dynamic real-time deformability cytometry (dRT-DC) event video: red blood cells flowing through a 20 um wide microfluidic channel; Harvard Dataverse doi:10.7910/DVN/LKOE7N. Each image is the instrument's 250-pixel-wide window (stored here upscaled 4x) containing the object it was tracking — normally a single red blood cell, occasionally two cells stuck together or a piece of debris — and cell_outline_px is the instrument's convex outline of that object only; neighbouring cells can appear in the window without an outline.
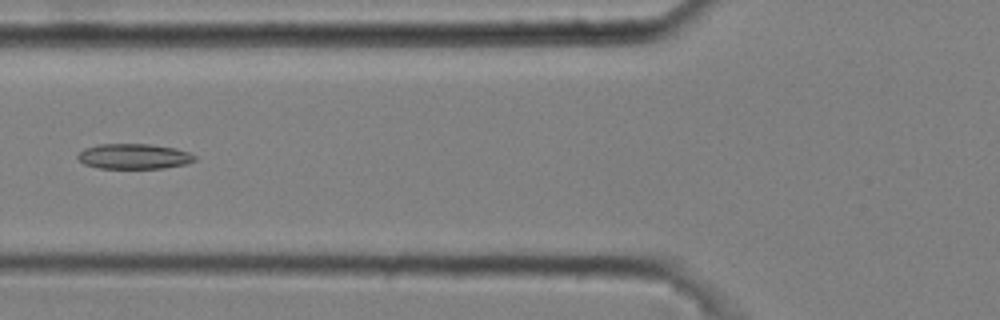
{"species": "common noctule bat (a hibernating species)", "species_latin": "Nyctalus noctula", "temperature_condition": "cold", "stored_images_in_passage": 7, "camera_frame_rate_fps": 3000, "um_per_image_px": 0.085, "animal": {"sex": "male", "body_mass_g": 20.4}, "frame": {"image": 1, "passage_image": 4, "time_ms": 1.0, "image_size_px": [1000, 320], "cell_outline_px": [[196, 160], [188, 164], [164, 168], [100, 168], [84, 164], [76, 156], [84, 148], [100, 144], [148, 144], [176, 148], [188, 152], [196, 156]], "centroid_in_image_um": [11.41, 13.29], "position_along_channel_um": 114.4, "area_um2": 17.22}}
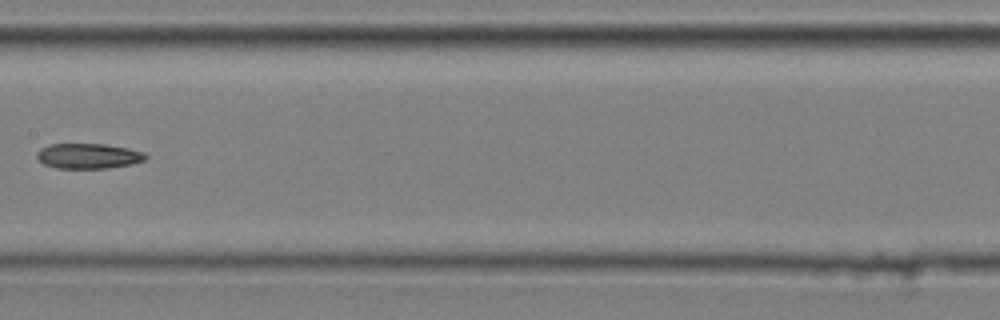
{"frame": {"image": 2, "passage_image": 6, "time_ms": 1.667, "image_size_px": [1000, 320], "cell_outline_px": [[148, 156], [144, 160], [132, 164], [108, 168], [56, 168], [44, 164], [36, 156], [36, 152], [40, 148], [48, 144], [104, 144], [128, 148], [144, 152]], "centroid_in_image_um": [7.5, 13.25], "position_along_channel_um": 199.9, "area_um2": 16.01}}
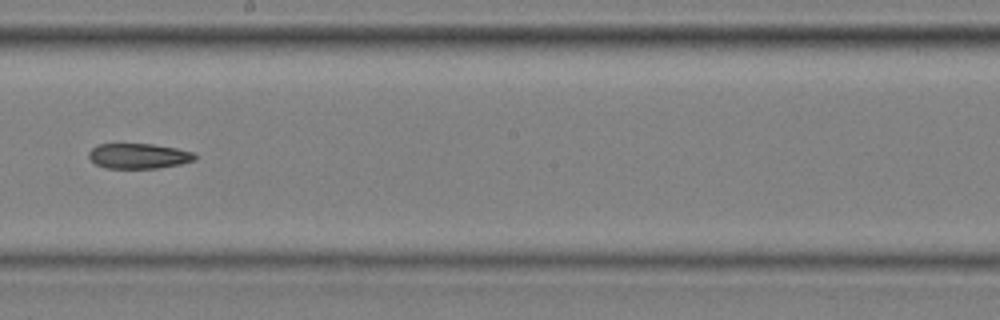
{"frame": {"image": 3, "passage_image": 7, "time_ms": 2.0, "image_size_px": [1000, 320], "cell_outline_px": [[196, 160], [180, 164], [156, 168], [104, 168], [96, 164], [88, 156], [88, 152], [96, 144], [152, 144], [176, 148], [196, 152]], "centroid_in_image_um": [11.79, 13.25], "position_along_channel_um": 236.4, "area_um2": 15.66}}